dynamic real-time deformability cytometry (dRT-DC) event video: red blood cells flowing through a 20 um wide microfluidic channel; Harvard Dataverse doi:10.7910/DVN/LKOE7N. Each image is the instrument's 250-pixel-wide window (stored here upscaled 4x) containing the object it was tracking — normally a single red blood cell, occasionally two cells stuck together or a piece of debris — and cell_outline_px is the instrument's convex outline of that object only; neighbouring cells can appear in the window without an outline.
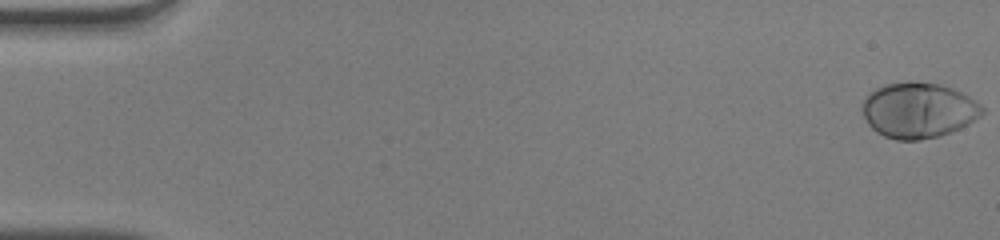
{"species": "human", "species_latin": "Homo sapiens", "temperature_condition": "warm", "stored_images_in_passage": 52, "camera_frame_rate_fps": 3000, "um_per_image_px": 0.085, "donor": {"sex": "male"}, "frame": {"image": 1, "passage_image": 1, "time_ms": 0.0, "image_size_px": [1000, 240], "cell_outline_px": [[984, 112], [980, 116], [968, 124], [960, 128], [940, 136], [920, 140], [896, 140], [884, 136], [876, 132], [868, 124], [860, 108], [864, 100], [876, 88], [884, 84], [908, 80], [916, 80], [940, 84], [952, 88], [976, 100], [984, 108]], "centroid_in_image_um": [78.06, 9.36], "position_along_channel_um": 6.9, "area_um2": 39.13}}
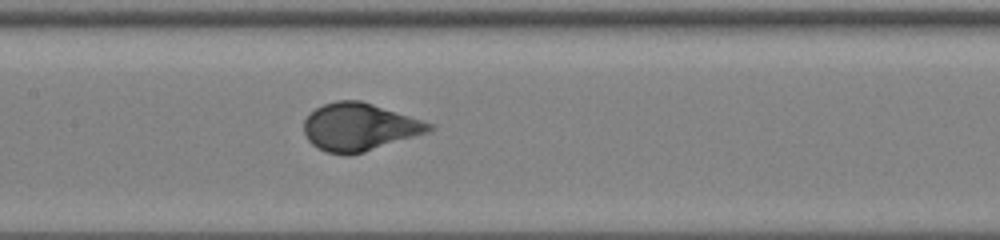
{"frame": {"image": 2, "passage_image": 26, "time_ms": 8.333, "image_size_px": [1000, 240], "cell_outline_px": [[436, 128], [428, 132], [364, 152], [348, 156], [344, 156], [324, 152], [316, 148], [308, 140], [304, 132], [304, 120], [316, 108], [324, 104], [336, 100], [360, 100], [432, 124]], "centroid_in_image_um": [30.49, 10.82], "position_along_channel_um": 176.9, "area_um2": 34.56}}
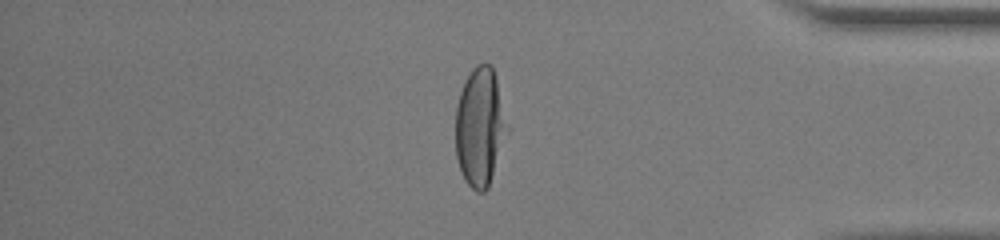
{"frame": {"image": 3, "passage_image": 44, "time_ms": 14.333, "image_size_px": [1000, 240], "cell_outline_px": [[512, 128], [488, 188], [484, 192], [476, 192], [464, 180], [456, 156], [456, 104], [460, 92], [472, 68], [476, 64], [492, 64]], "centroid_in_image_um": [40.87, 10.8], "position_along_channel_um": 394.3, "area_um2": 36.88}, "authors_computed_cell_mechanics": {"area_um2": 36.3562, "velocity_mm_per_s": 4.0548, "shape_relaxation_time_tau1_ms": 3.1574, "shape_relaxation_time_tau2_ms": null, "deformation_change_tau1": 0.2209, "deformation_change_tau2": null}}